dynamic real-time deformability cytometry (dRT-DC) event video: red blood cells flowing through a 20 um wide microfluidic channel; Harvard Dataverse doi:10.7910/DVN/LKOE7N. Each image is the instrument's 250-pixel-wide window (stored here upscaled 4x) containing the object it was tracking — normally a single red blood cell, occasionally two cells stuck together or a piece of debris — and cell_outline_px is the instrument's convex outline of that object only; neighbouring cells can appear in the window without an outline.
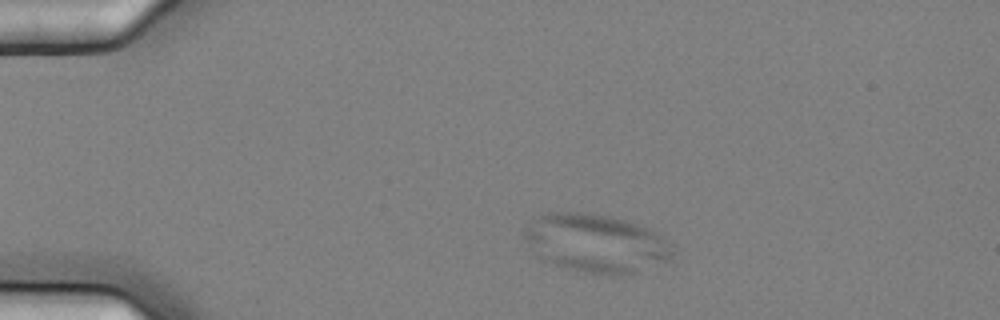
{"species": "common noctule bat (a hibernating species)", "species_latin": "Nyctalus noctula", "temperature_condition": "cold", "stored_images_in_passage": 9, "camera_frame_rate_fps": 3000, "um_per_image_px": 0.085, "animal": {"sex": "female", "body_mass_g": 25.1}, "frame": {"image": 1, "passage_image": 3, "time_ms": 0.667, "image_size_px": [1000, 320], "cell_outline_px": [[676, 244], [672, 260], [632, 272], [616, 276], [604, 276], [580, 272], [564, 268], [544, 260], [532, 252], [524, 240], [524, 228], [532, 220], [548, 212], [580, 212], [608, 216], [624, 220], [648, 228], [656, 232]], "centroid_in_image_um": [50.68, 20.69], "position_along_channel_um": 34.3, "area_um2": 51.1}}